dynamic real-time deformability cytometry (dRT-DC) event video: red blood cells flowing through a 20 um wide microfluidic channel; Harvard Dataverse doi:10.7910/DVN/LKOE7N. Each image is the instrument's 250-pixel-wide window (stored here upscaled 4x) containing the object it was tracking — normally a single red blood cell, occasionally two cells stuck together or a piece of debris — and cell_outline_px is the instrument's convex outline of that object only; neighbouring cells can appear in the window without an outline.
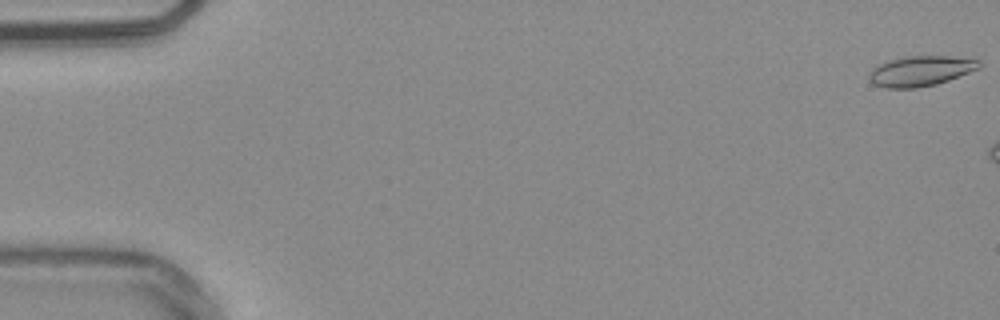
{"species": "common noctule bat (a hibernating species)", "species_latin": "Nyctalus noctula", "temperature_condition": "warm", "stored_images_in_passage": 9, "camera_frame_rate_fps": 3000, "um_per_image_px": 0.085, "animal": {"sex": "male", "body_mass_g": 20.4}, "frame": {"image": 1, "passage_image": 1, "time_ms": 0.0, "image_size_px": [1000, 320], "cell_outline_px": [[980, 68], [948, 80], [936, 84], [916, 88], [888, 88], [872, 84], [868, 80], [868, 72], [876, 64], [888, 60], [904, 56], [948, 56], [980, 60]], "centroid_in_image_um": [78.18, 6.03], "position_along_channel_um": 6.8, "area_um2": 19.54}}